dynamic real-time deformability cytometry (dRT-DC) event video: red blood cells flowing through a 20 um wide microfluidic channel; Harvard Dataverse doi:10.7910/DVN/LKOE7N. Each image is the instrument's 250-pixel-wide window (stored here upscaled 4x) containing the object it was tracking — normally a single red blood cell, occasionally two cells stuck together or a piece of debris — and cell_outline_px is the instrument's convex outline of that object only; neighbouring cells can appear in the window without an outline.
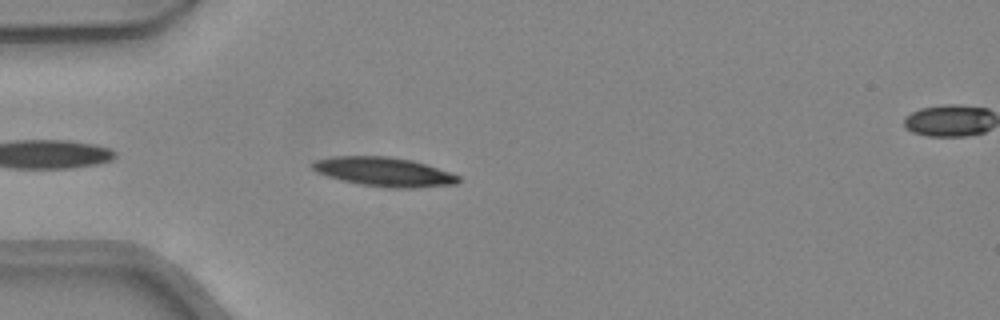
{"species": "common noctule bat (a hibernating species)", "species_latin": "Nyctalus noctula", "temperature_condition": "warm", "stored_images_in_passage": 13, "camera_frame_rate_fps": 3000, "um_per_image_px": 0.085, "animal": {"sex": "female", "body_mass_g": 24.6, "forearm_length_mm": 56.2}, "frame": {"image": 1, "passage_image": 3, "time_ms": 0.667, "image_size_px": [1000, 320], "cell_outline_px": [[460, 180], [456, 184], [412, 188], [384, 188], [360, 184], [328, 176], [316, 172], [312, 168], [312, 160], [332, 156], [388, 156], [412, 160], [460, 176]], "centroid_in_image_um": [32.6, 14.6], "position_along_channel_um": 52.4, "area_um2": 24.68}}
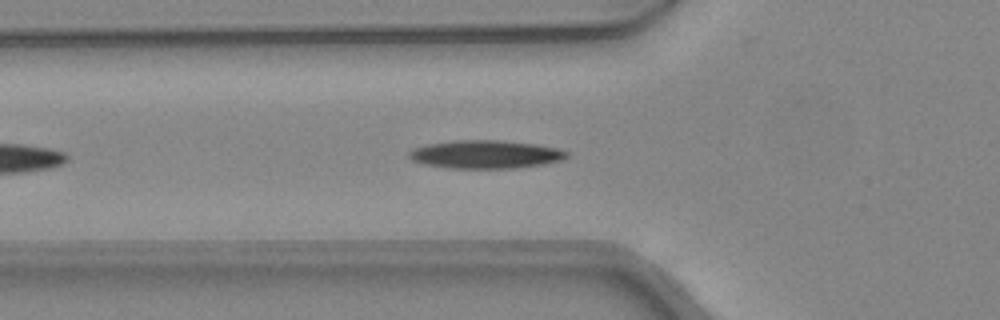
{"frame": {"image": 2, "passage_image": 6, "time_ms": 1.667, "image_size_px": [1000, 320], "cell_outline_px": [[568, 156], [564, 160], [544, 164], [516, 168], [452, 168], [424, 164], [412, 160], [408, 156], [408, 152], [412, 148], [428, 144], [456, 140], [500, 140], [536, 144], [556, 148], [568, 152]], "centroid_in_image_um": [41.28, 13.12], "position_along_channel_um": 84.5, "area_um2": 25.95}}
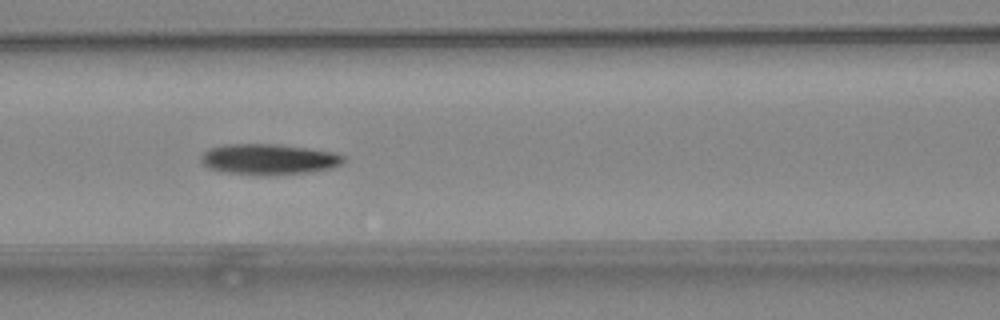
{"frame": {"image": 3, "passage_image": 10, "time_ms": 3.0, "image_size_px": [1000, 320], "cell_outline_px": [[344, 164], [332, 168], [312, 172], [224, 172], [208, 168], [200, 160], [200, 156], [208, 148], [224, 144], [276, 144], [308, 148], [332, 152], [344, 156]], "centroid_in_image_um": [22.84, 13.48], "position_along_channel_um": 143.8, "area_um2": 24.57}}